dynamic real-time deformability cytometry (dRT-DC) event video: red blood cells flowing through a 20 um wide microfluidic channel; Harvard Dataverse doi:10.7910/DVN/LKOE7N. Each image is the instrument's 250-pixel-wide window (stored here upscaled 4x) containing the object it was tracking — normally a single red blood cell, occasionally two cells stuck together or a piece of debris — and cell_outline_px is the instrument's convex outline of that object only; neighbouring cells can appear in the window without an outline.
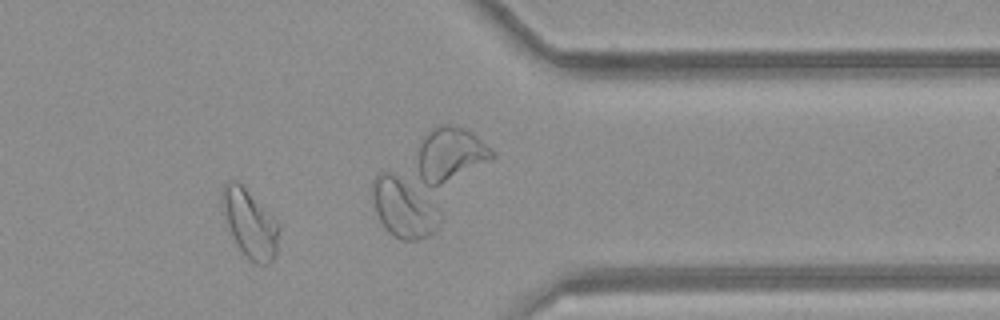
{"species": "common noctule bat (a hibernating species)", "species_latin": "Nyctalus noctula", "temperature_condition": "room temperature", "stored_images_in_passage": 34, "camera_frame_rate_fps": 3000, "um_per_image_px": 0.085, "animal": {"sex": "female", "body_mass_g": 21.9}, "frame": {"image": 1, "passage_image": 25, "time_ms": 8.0, "image_size_px": [1000, 320], "cell_outline_px": [[280, 228], [276, 252], [272, 260], [264, 268], [256, 264], [236, 244], [228, 224], [224, 212], [220, 192], [224, 184], [228, 180], [236, 180], [280, 224]], "centroid_in_image_um": [21.26, 19.01], "position_along_channel_um": 390.1, "area_um2": 22.02}, "authors_computed_cell_mechanics": {"area_um2": 19.8543, "velocity_mm_per_s": 4.2282, "shape_relaxation_time_tau1_ms": null, "shape_relaxation_time_tau2_ms": 3.6462, "deformation_change_tau1": null, "deformation_change_tau2": 0.0952}}